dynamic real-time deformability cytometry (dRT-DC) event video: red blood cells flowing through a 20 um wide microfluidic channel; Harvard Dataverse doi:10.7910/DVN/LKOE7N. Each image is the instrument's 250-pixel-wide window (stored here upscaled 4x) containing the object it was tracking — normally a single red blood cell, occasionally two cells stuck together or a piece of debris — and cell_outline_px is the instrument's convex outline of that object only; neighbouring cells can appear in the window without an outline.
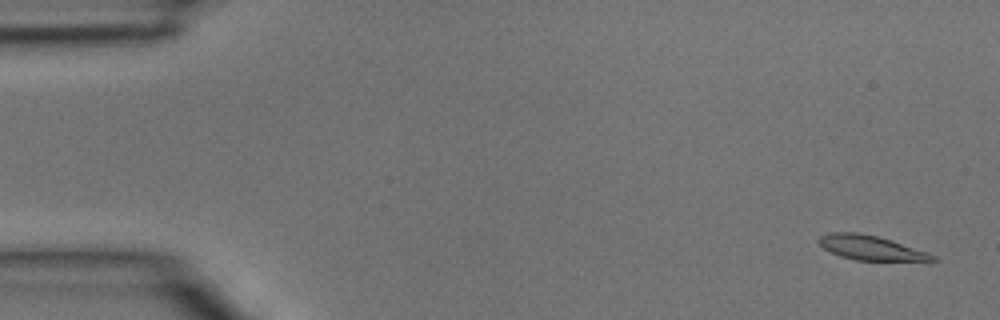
{"species": "common noctule bat (a hibernating species)", "species_latin": "Nyctalus noctula", "temperature_condition": "room temperature", "stored_images_in_passage": 4, "camera_frame_rate_fps": 3000, "um_per_image_px": 0.085, "animal": {"sex": "male", "body_mass_g": 15.6}, "frame": {"image": 1, "passage_image": 1, "time_ms": 0.0, "image_size_px": [1000, 320], "cell_outline_px": [[936, 260], [928, 264], [856, 260], [840, 256], [824, 248], [816, 240], [820, 236], [828, 232], [856, 232], [880, 236], [928, 252], [936, 256]], "centroid_in_image_um": [74.19, 21.11], "position_along_channel_um": 10.8, "area_um2": 17.28}}
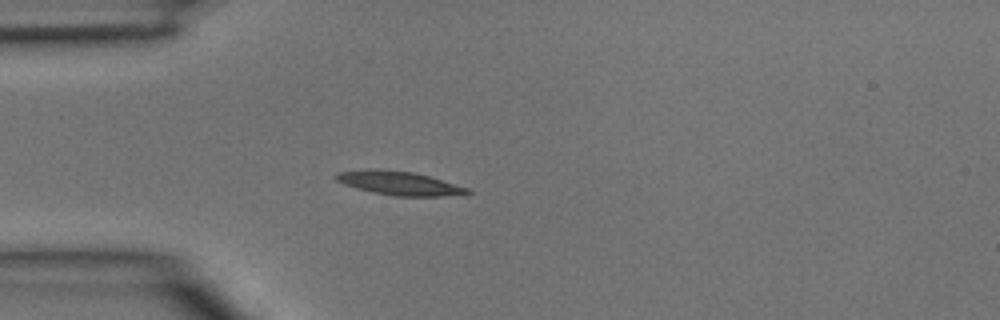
{"frame": {"image": 2, "passage_image": 4, "time_ms": 1.0, "image_size_px": [1000, 320], "cell_outline_px": [[472, 192], [440, 196], [396, 196], [372, 192], [356, 188], [344, 184], [336, 180], [332, 176], [336, 172], [412, 172], [428, 176], [468, 188]], "centroid_in_image_um": [33.96, 15.62], "position_along_channel_um": 51.0, "area_um2": 16.88}}